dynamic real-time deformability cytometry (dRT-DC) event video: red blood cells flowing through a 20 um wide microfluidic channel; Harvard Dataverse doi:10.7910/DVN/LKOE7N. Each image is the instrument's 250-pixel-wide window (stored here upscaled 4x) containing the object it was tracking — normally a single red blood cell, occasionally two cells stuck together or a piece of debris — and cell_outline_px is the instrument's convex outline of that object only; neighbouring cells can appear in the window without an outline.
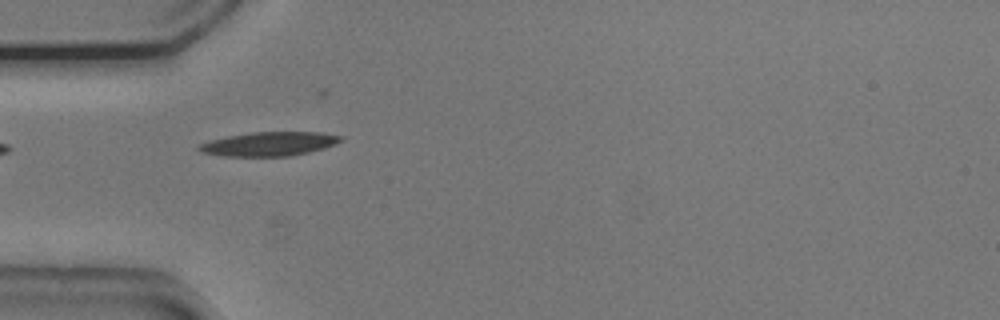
{"species": "common noctule bat (a hibernating species)", "species_latin": "Nyctalus noctula", "temperature_condition": "cold", "stored_images_in_passage": 28, "camera_frame_rate_fps": 3000, "um_per_image_px": 0.085, "animal": {"sex": "male", "body_mass_g": 20.5, "forearm_length_mm": 52.5}, "frame": {"image": 1, "passage_image": 1, "time_ms": 0.0, "image_size_px": [1000, 320], "cell_outline_px": [[344, 140], [324, 148], [308, 152], [288, 156], [224, 156], [204, 152], [196, 148], [196, 144], [208, 140], [228, 136], [252, 132], [324, 132], [344, 136]], "centroid_in_image_um": [22.89, 12.22], "position_along_channel_um": 62.1, "area_um2": 19.94}, "authors_computed_cell_mechanics": {"area_um2": 19.074, "velocity_mm_per_s": 3.7528, "shape_relaxation_time_tau1_ms": 3.981, "shape_relaxation_time_tau2_ms": 4.8306, "deformation_change_tau1": 0.1547, "deformation_change_tau2": 0.1288}}